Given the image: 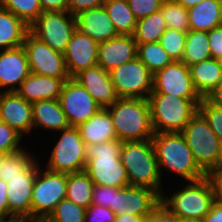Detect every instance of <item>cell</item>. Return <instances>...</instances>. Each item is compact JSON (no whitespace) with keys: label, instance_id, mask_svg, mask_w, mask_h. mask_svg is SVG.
Returning a JSON list of instances; mask_svg holds the SVG:
<instances>
[{"label":"cell","instance_id":"1","mask_svg":"<svg viewBox=\"0 0 222 222\" xmlns=\"http://www.w3.org/2000/svg\"><path fill=\"white\" fill-rule=\"evenodd\" d=\"M107 110L119 141L151 140L154 136L148 99L118 98Z\"/></svg>","mask_w":222,"mask_h":222},{"label":"cell","instance_id":"2","mask_svg":"<svg viewBox=\"0 0 222 222\" xmlns=\"http://www.w3.org/2000/svg\"><path fill=\"white\" fill-rule=\"evenodd\" d=\"M118 139L87 146L85 172L94 185L123 188L129 186L127 171L120 159Z\"/></svg>","mask_w":222,"mask_h":222},{"label":"cell","instance_id":"3","mask_svg":"<svg viewBox=\"0 0 222 222\" xmlns=\"http://www.w3.org/2000/svg\"><path fill=\"white\" fill-rule=\"evenodd\" d=\"M152 143L160 175L162 168L178 174L186 181H196L205 177L181 133H154Z\"/></svg>","mask_w":222,"mask_h":222},{"label":"cell","instance_id":"4","mask_svg":"<svg viewBox=\"0 0 222 222\" xmlns=\"http://www.w3.org/2000/svg\"><path fill=\"white\" fill-rule=\"evenodd\" d=\"M120 159L127 171L130 186L147 187L160 196L163 194L152 140L122 142Z\"/></svg>","mask_w":222,"mask_h":222},{"label":"cell","instance_id":"5","mask_svg":"<svg viewBox=\"0 0 222 222\" xmlns=\"http://www.w3.org/2000/svg\"><path fill=\"white\" fill-rule=\"evenodd\" d=\"M147 99L154 133H180L198 112L202 101L158 92H151Z\"/></svg>","mask_w":222,"mask_h":222},{"label":"cell","instance_id":"6","mask_svg":"<svg viewBox=\"0 0 222 222\" xmlns=\"http://www.w3.org/2000/svg\"><path fill=\"white\" fill-rule=\"evenodd\" d=\"M161 202L178 218L200 221L209 213L214 196L207 179L189 181L181 190L169 196L161 195Z\"/></svg>","mask_w":222,"mask_h":222},{"label":"cell","instance_id":"7","mask_svg":"<svg viewBox=\"0 0 222 222\" xmlns=\"http://www.w3.org/2000/svg\"><path fill=\"white\" fill-rule=\"evenodd\" d=\"M197 162L206 173L217 163L221 143L204 116L198 111L180 132Z\"/></svg>","mask_w":222,"mask_h":222},{"label":"cell","instance_id":"8","mask_svg":"<svg viewBox=\"0 0 222 222\" xmlns=\"http://www.w3.org/2000/svg\"><path fill=\"white\" fill-rule=\"evenodd\" d=\"M41 172L38 166L32 190L31 221L45 220L56 205L66 198L67 173L47 169Z\"/></svg>","mask_w":222,"mask_h":222},{"label":"cell","instance_id":"9","mask_svg":"<svg viewBox=\"0 0 222 222\" xmlns=\"http://www.w3.org/2000/svg\"><path fill=\"white\" fill-rule=\"evenodd\" d=\"M60 134L45 168L52 172L67 174L84 171L87 147L78 128L70 126L60 131Z\"/></svg>","mask_w":222,"mask_h":222},{"label":"cell","instance_id":"10","mask_svg":"<svg viewBox=\"0 0 222 222\" xmlns=\"http://www.w3.org/2000/svg\"><path fill=\"white\" fill-rule=\"evenodd\" d=\"M75 30L76 17L68 11H44L29 26L35 37L62 54Z\"/></svg>","mask_w":222,"mask_h":222},{"label":"cell","instance_id":"11","mask_svg":"<svg viewBox=\"0 0 222 222\" xmlns=\"http://www.w3.org/2000/svg\"><path fill=\"white\" fill-rule=\"evenodd\" d=\"M109 74L118 98L147 99L152 92L153 74L138 57Z\"/></svg>","mask_w":222,"mask_h":222},{"label":"cell","instance_id":"12","mask_svg":"<svg viewBox=\"0 0 222 222\" xmlns=\"http://www.w3.org/2000/svg\"><path fill=\"white\" fill-rule=\"evenodd\" d=\"M30 73L52 78H70L62 53L53 50L30 31L23 42Z\"/></svg>","mask_w":222,"mask_h":222},{"label":"cell","instance_id":"13","mask_svg":"<svg viewBox=\"0 0 222 222\" xmlns=\"http://www.w3.org/2000/svg\"><path fill=\"white\" fill-rule=\"evenodd\" d=\"M59 102L71 127H78L101 109V106L74 78L64 82Z\"/></svg>","mask_w":222,"mask_h":222},{"label":"cell","instance_id":"14","mask_svg":"<svg viewBox=\"0 0 222 222\" xmlns=\"http://www.w3.org/2000/svg\"><path fill=\"white\" fill-rule=\"evenodd\" d=\"M38 166L36 161L21 177L0 178L8 186V217L14 222H31V198Z\"/></svg>","mask_w":222,"mask_h":222},{"label":"cell","instance_id":"15","mask_svg":"<svg viewBox=\"0 0 222 222\" xmlns=\"http://www.w3.org/2000/svg\"><path fill=\"white\" fill-rule=\"evenodd\" d=\"M152 92L185 99H202L193 85L189 67L182 61H173L153 74Z\"/></svg>","mask_w":222,"mask_h":222},{"label":"cell","instance_id":"16","mask_svg":"<svg viewBox=\"0 0 222 222\" xmlns=\"http://www.w3.org/2000/svg\"><path fill=\"white\" fill-rule=\"evenodd\" d=\"M160 201L161 196L147 187L130 185L123 188L115 187L114 206H111V210L116 215H147Z\"/></svg>","mask_w":222,"mask_h":222},{"label":"cell","instance_id":"17","mask_svg":"<svg viewBox=\"0 0 222 222\" xmlns=\"http://www.w3.org/2000/svg\"><path fill=\"white\" fill-rule=\"evenodd\" d=\"M99 43L75 30L63 53L67 72L74 78L81 71L97 65Z\"/></svg>","mask_w":222,"mask_h":222},{"label":"cell","instance_id":"18","mask_svg":"<svg viewBox=\"0 0 222 222\" xmlns=\"http://www.w3.org/2000/svg\"><path fill=\"white\" fill-rule=\"evenodd\" d=\"M0 120L24 136L33 129L32 104L16 92H0Z\"/></svg>","mask_w":222,"mask_h":222},{"label":"cell","instance_id":"19","mask_svg":"<svg viewBox=\"0 0 222 222\" xmlns=\"http://www.w3.org/2000/svg\"><path fill=\"white\" fill-rule=\"evenodd\" d=\"M29 74L30 68L23 46L0 50V89L5 87V92H15Z\"/></svg>","mask_w":222,"mask_h":222},{"label":"cell","instance_id":"20","mask_svg":"<svg viewBox=\"0 0 222 222\" xmlns=\"http://www.w3.org/2000/svg\"><path fill=\"white\" fill-rule=\"evenodd\" d=\"M137 57V44L133 35H119L99 43L97 65L110 72Z\"/></svg>","mask_w":222,"mask_h":222},{"label":"cell","instance_id":"21","mask_svg":"<svg viewBox=\"0 0 222 222\" xmlns=\"http://www.w3.org/2000/svg\"><path fill=\"white\" fill-rule=\"evenodd\" d=\"M74 79L87 90L101 108L111 106L118 99L109 72L99 65L81 71Z\"/></svg>","mask_w":222,"mask_h":222},{"label":"cell","instance_id":"22","mask_svg":"<svg viewBox=\"0 0 222 222\" xmlns=\"http://www.w3.org/2000/svg\"><path fill=\"white\" fill-rule=\"evenodd\" d=\"M76 17V29L97 43L119 36L104 6L89 9Z\"/></svg>","mask_w":222,"mask_h":222},{"label":"cell","instance_id":"23","mask_svg":"<svg viewBox=\"0 0 222 222\" xmlns=\"http://www.w3.org/2000/svg\"><path fill=\"white\" fill-rule=\"evenodd\" d=\"M69 78H52L30 73L15 91L29 103L60 97L64 82Z\"/></svg>","mask_w":222,"mask_h":222},{"label":"cell","instance_id":"24","mask_svg":"<svg viewBox=\"0 0 222 222\" xmlns=\"http://www.w3.org/2000/svg\"><path fill=\"white\" fill-rule=\"evenodd\" d=\"M77 128L86 147L117 139L112 118L107 108H101L95 115Z\"/></svg>","mask_w":222,"mask_h":222},{"label":"cell","instance_id":"25","mask_svg":"<svg viewBox=\"0 0 222 222\" xmlns=\"http://www.w3.org/2000/svg\"><path fill=\"white\" fill-rule=\"evenodd\" d=\"M33 129H43L60 132L70 127L66 114L63 112L59 99L40 100L32 103Z\"/></svg>","mask_w":222,"mask_h":222},{"label":"cell","instance_id":"26","mask_svg":"<svg viewBox=\"0 0 222 222\" xmlns=\"http://www.w3.org/2000/svg\"><path fill=\"white\" fill-rule=\"evenodd\" d=\"M189 30L210 31L222 25V0H203L188 9Z\"/></svg>","mask_w":222,"mask_h":222},{"label":"cell","instance_id":"27","mask_svg":"<svg viewBox=\"0 0 222 222\" xmlns=\"http://www.w3.org/2000/svg\"><path fill=\"white\" fill-rule=\"evenodd\" d=\"M189 70L193 85L202 98H206L222 80V68L217 59L210 58L193 64Z\"/></svg>","mask_w":222,"mask_h":222},{"label":"cell","instance_id":"28","mask_svg":"<svg viewBox=\"0 0 222 222\" xmlns=\"http://www.w3.org/2000/svg\"><path fill=\"white\" fill-rule=\"evenodd\" d=\"M28 32L22 19L0 7V50L22 46Z\"/></svg>","mask_w":222,"mask_h":222},{"label":"cell","instance_id":"29","mask_svg":"<svg viewBox=\"0 0 222 222\" xmlns=\"http://www.w3.org/2000/svg\"><path fill=\"white\" fill-rule=\"evenodd\" d=\"M103 6L119 35L134 34L137 19L127 0H106Z\"/></svg>","mask_w":222,"mask_h":222},{"label":"cell","instance_id":"30","mask_svg":"<svg viewBox=\"0 0 222 222\" xmlns=\"http://www.w3.org/2000/svg\"><path fill=\"white\" fill-rule=\"evenodd\" d=\"M94 183L85 171L67 174L66 198L87 209L92 204Z\"/></svg>","mask_w":222,"mask_h":222},{"label":"cell","instance_id":"31","mask_svg":"<svg viewBox=\"0 0 222 222\" xmlns=\"http://www.w3.org/2000/svg\"><path fill=\"white\" fill-rule=\"evenodd\" d=\"M210 58L208 32L188 30L181 61L189 67Z\"/></svg>","mask_w":222,"mask_h":222},{"label":"cell","instance_id":"32","mask_svg":"<svg viewBox=\"0 0 222 222\" xmlns=\"http://www.w3.org/2000/svg\"><path fill=\"white\" fill-rule=\"evenodd\" d=\"M167 29L166 22L159 11L147 17L137 20L136 29L133 34L136 44L159 42L161 36Z\"/></svg>","mask_w":222,"mask_h":222},{"label":"cell","instance_id":"33","mask_svg":"<svg viewBox=\"0 0 222 222\" xmlns=\"http://www.w3.org/2000/svg\"><path fill=\"white\" fill-rule=\"evenodd\" d=\"M137 57L154 74L173 62L163 49L160 42H150L137 45Z\"/></svg>","mask_w":222,"mask_h":222},{"label":"cell","instance_id":"34","mask_svg":"<svg viewBox=\"0 0 222 222\" xmlns=\"http://www.w3.org/2000/svg\"><path fill=\"white\" fill-rule=\"evenodd\" d=\"M25 150L5 154L0 164V178L21 177L36 162Z\"/></svg>","mask_w":222,"mask_h":222},{"label":"cell","instance_id":"35","mask_svg":"<svg viewBox=\"0 0 222 222\" xmlns=\"http://www.w3.org/2000/svg\"><path fill=\"white\" fill-rule=\"evenodd\" d=\"M0 7L22 19L28 26L43 12L40 0H0Z\"/></svg>","mask_w":222,"mask_h":222},{"label":"cell","instance_id":"36","mask_svg":"<svg viewBox=\"0 0 222 222\" xmlns=\"http://www.w3.org/2000/svg\"><path fill=\"white\" fill-rule=\"evenodd\" d=\"M160 12L166 22L167 28L181 32L189 30L188 9L174 1H164Z\"/></svg>","mask_w":222,"mask_h":222},{"label":"cell","instance_id":"37","mask_svg":"<svg viewBox=\"0 0 222 222\" xmlns=\"http://www.w3.org/2000/svg\"><path fill=\"white\" fill-rule=\"evenodd\" d=\"M86 209L62 199L45 219L47 222H85Z\"/></svg>","mask_w":222,"mask_h":222},{"label":"cell","instance_id":"38","mask_svg":"<svg viewBox=\"0 0 222 222\" xmlns=\"http://www.w3.org/2000/svg\"><path fill=\"white\" fill-rule=\"evenodd\" d=\"M187 32L167 28L160 39V44L173 61H181Z\"/></svg>","mask_w":222,"mask_h":222},{"label":"cell","instance_id":"39","mask_svg":"<svg viewBox=\"0 0 222 222\" xmlns=\"http://www.w3.org/2000/svg\"><path fill=\"white\" fill-rule=\"evenodd\" d=\"M198 111L207 120L211 130L222 144V107L210 103L206 98L198 105Z\"/></svg>","mask_w":222,"mask_h":222},{"label":"cell","instance_id":"40","mask_svg":"<svg viewBox=\"0 0 222 222\" xmlns=\"http://www.w3.org/2000/svg\"><path fill=\"white\" fill-rule=\"evenodd\" d=\"M21 139L22 135L0 120V152L10 154L22 150Z\"/></svg>","mask_w":222,"mask_h":222},{"label":"cell","instance_id":"41","mask_svg":"<svg viewBox=\"0 0 222 222\" xmlns=\"http://www.w3.org/2000/svg\"><path fill=\"white\" fill-rule=\"evenodd\" d=\"M129 7L137 20L147 17L161 9L163 0H127Z\"/></svg>","mask_w":222,"mask_h":222},{"label":"cell","instance_id":"42","mask_svg":"<svg viewBox=\"0 0 222 222\" xmlns=\"http://www.w3.org/2000/svg\"><path fill=\"white\" fill-rule=\"evenodd\" d=\"M115 200V187L94 185L92 191V204L102 207L114 206Z\"/></svg>","mask_w":222,"mask_h":222},{"label":"cell","instance_id":"43","mask_svg":"<svg viewBox=\"0 0 222 222\" xmlns=\"http://www.w3.org/2000/svg\"><path fill=\"white\" fill-rule=\"evenodd\" d=\"M116 213L108 207L91 204L86 209L85 222H114Z\"/></svg>","mask_w":222,"mask_h":222},{"label":"cell","instance_id":"44","mask_svg":"<svg viewBox=\"0 0 222 222\" xmlns=\"http://www.w3.org/2000/svg\"><path fill=\"white\" fill-rule=\"evenodd\" d=\"M142 222H177V216L160 201L150 213L144 215Z\"/></svg>","mask_w":222,"mask_h":222},{"label":"cell","instance_id":"45","mask_svg":"<svg viewBox=\"0 0 222 222\" xmlns=\"http://www.w3.org/2000/svg\"><path fill=\"white\" fill-rule=\"evenodd\" d=\"M210 184L214 201L222 203V170L211 169L205 173Z\"/></svg>","mask_w":222,"mask_h":222},{"label":"cell","instance_id":"46","mask_svg":"<svg viewBox=\"0 0 222 222\" xmlns=\"http://www.w3.org/2000/svg\"><path fill=\"white\" fill-rule=\"evenodd\" d=\"M208 42L211 51V58L222 57V25L208 31Z\"/></svg>","mask_w":222,"mask_h":222},{"label":"cell","instance_id":"47","mask_svg":"<svg viewBox=\"0 0 222 222\" xmlns=\"http://www.w3.org/2000/svg\"><path fill=\"white\" fill-rule=\"evenodd\" d=\"M104 5V0H68V12L73 16Z\"/></svg>","mask_w":222,"mask_h":222},{"label":"cell","instance_id":"48","mask_svg":"<svg viewBox=\"0 0 222 222\" xmlns=\"http://www.w3.org/2000/svg\"><path fill=\"white\" fill-rule=\"evenodd\" d=\"M42 11H68V0H40Z\"/></svg>","mask_w":222,"mask_h":222},{"label":"cell","instance_id":"49","mask_svg":"<svg viewBox=\"0 0 222 222\" xmlns=\"http://www.w3.org/2000/svg\"><path fill=\"white\" fill-rule=\"evenodd\" d=\"M200 222H222V203L214 201L211 210Z\"/></svg>","mask_w":222,"mask_h":222},{"label":"cell","instance_id":"50","mask_svg":"<svg viewBox=\"0 0 222 222\" xmlns=\"http://www.w3.org/2000/svg\"><path fill=\"white\" fill-rule=\"evenodd\" d=\"M8 186L6 182L0 179V217H8V195H7Z\"/></svg>","mask_w":222,"mask_h":222},{"label":"cell","instance_id":"51","mask_svg":"<svg viewBox=\"0 0 222 222\" xmlns=\"http://www.w3.org/2000/svg\"><path fill=\"white\" fill-rule=\"evenodd\" d=\"M206 99L219 107H222V80L219 84L207 95Z\"/></svg>","mask_w":222,"mask_h":222},{"label":"cell","instance_id":"52","mask_svg":"<svg viewBox=\"0 0 222 222\" xmlns=\"http://www.w3.org/2000/svg\"><path fill=\"white\" fill-rule=\"evenodd\" d=\"M144 215H134V214H125V215H116L114 222H142Z\"/></svg>","mask_w":222,"mask_h":222},{"label":"cell","instance_id":"53","mask_svg":"<svg viewBox=\"0 0 222 222\" xmlns=\"http://www.w3.org/2000/svg\"><path fill=\"white\" fill-rule=\"evenodd\" d=\"M175 1L181 4L184 8L189 9L203 0H175Z\"/></svg>","mask_w":222,"mask_h":222},{"label":"cell","instance_id":"54","mask_svg":"<svg viewBox=\"0 0 222 222\" xmlns=\"http://www.w3.org/2000/svg\"><path fill=\"white\" fill-rule=\"evenodd\" d=\"M213 169L222 170V144L220 146L219 158H218L217 163Z\"/></svg>","mask_w":222,"mask_h":222},{"label":"cell","instance_id":"55","mask_svg":"<svg viewBox=\"0 0 222 222\" xmlns=\"http://www.w3.org/2000/svg\"><path fill=\"white\" fill-rule=\"evenodd\" d=\"M177 222H200L198 220L182 219L177 217Z\"/></svg>","mask_w":222,"mask_h":222},{"label":"cell","instance_id":"56","mask_svg":"<svg viewBox=\"0 0 222 222\" xmlns=\"http://www.w3.org/2000/svg\"><path fill=\"white\" fill-rule=\"evenodd\" d=\"M0 222H14L13 220L0 217Z\"/></svg>","mask_w":222,"mask_h":222},{"label":"cell","instance_id":"57","mask_svg":"<svg viewBox=\"0 0 222 222\" xmlns=\"http://www.w3.org/2000/svg\"><path fill=\"white\" fill-rule=\"evenodd\" d=\"M4 156H5V153L0 152V164H1V161H2Z\"/></svg>","mask_w":222,"mask_h":222},{"label":"cell","instance_id":"58","mask_svg":"<svg viewBox=\"0 0 222 222\" xmlns=\"http://www.w3.org/2000/svg\"><path fill=\"white\" fill-rule=\"evenodd\" d=\"M218 60H219L220 66L222 68V57H220Z\"/></svg>","mask_w":222,"mask_h":222},{"label":"cell","instance_id":"59","mask_svg":"<svg viewBox=\"0 0 222 222\" xmlns=\"http://www.w3.org/2000/svg\"><path fill=\"white\" fill-rule=\"evenodd\" d=\"M31 222H47L45 220H36V221H31Z\"/></svg>","mask_w":222,"mask_h":222}]
</instances>
